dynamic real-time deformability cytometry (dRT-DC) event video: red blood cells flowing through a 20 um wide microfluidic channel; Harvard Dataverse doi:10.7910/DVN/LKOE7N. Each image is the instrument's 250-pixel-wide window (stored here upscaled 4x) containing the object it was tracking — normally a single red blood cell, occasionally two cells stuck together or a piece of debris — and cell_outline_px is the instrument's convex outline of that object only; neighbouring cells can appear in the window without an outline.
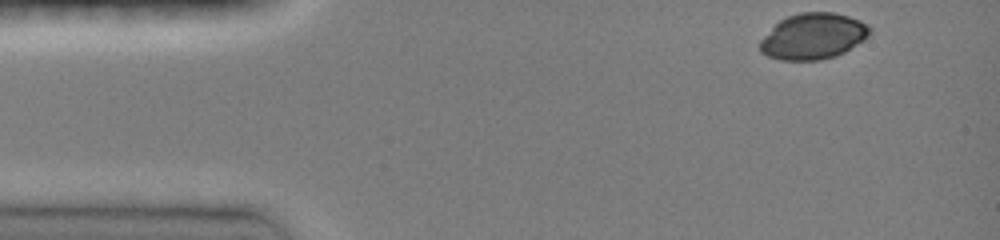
{"species": "common noctule bat (a hibernating species)", "species_latin": "Nyctalus noctula", "temperature_condition": "room temperature", "stored_images_in_passage": 38, "camera_frame_rate_fps": 3000, "um_per_image_px": 0.085, "animal": {"sex": "female", "body_mass_g": 19.0, "forearm_length_mm": 51.5}, "frame": {"image": 1, "passage_image": 1, "time_ms": 0.0, "image_size_px": [1000, 240], "cell_outline_px": [[872, 32], [864, 40], [844, 52], [836, 56], [820, 60], [780, 60], [768, 56], [760, 52], [760, 40], [780, 20], [788, 16], [800, 12], [832, 12], [848, 16], [860, 20], [868, 24], [872, 28]], "centroid_in_image_um": [69.15, 3.08], "position_along_channel_um": 15.9, "area_um2": 29.48}}